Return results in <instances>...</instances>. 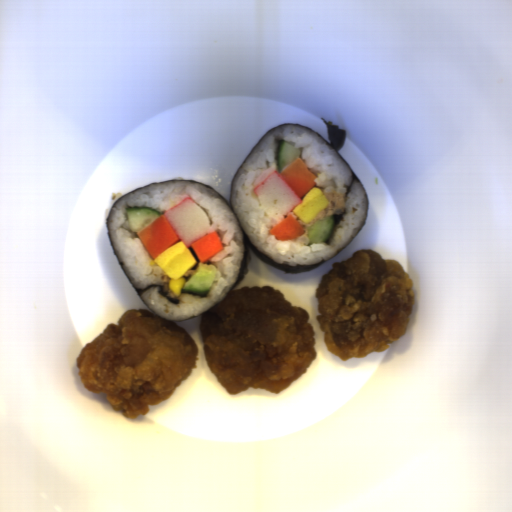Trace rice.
<instances>
[{"mask_svg": "<svg viewBox=\"0 0 512 512\" xmlns=\"http://www.w3.org/2000/svg\"><path fill=\"white\" fill-rule=\"evenodd\" d=\"M282 141L299 150L300 159L317 177L314 187L322 190L329 205L307 224L290 212L305 233L297 239L281 242L269 234L278 220L266 217L253 190L270 173H279L277 152ZM352 178L349 167L325 141L308 129L286 124L269 132L241 165L231 189V205L254 247L274 262L290 266L319 263L339 253L363 227L367 199L360 182L354 180L351 187ZM327 216L334 221L329 240L308 245L309 226Z\"/></svg>", "mask_w": 512, "mask_h": 512, "instance_id": "1", "label": "rice"}, {"mask_svg": "<svg viewBox=\"0 0 512 512\" xmlns=\"http://www.w3.org/2000/svg\"><path fill=\"white\" fill-rule=\"evenodd\" d=\"M188 197L206 211L211 221L207 233L216 232L224 246L221 253L206 262L215 266L216 270L209 293L201 297L187 293L174 296L168 289L170 278L154 262L138 232L131 230L125 212L126 208L147 207L164 215V212ZM108 229L118 259L134 286L140 290L151 284H160L168 297L179 301V304L171 303L155 287L145 290L141 295L142 300L159 316L183 321L218 303L235 286L244 252L241 228L221 196L205 186L189 181L165 182L130 193L112 207Z\"/></svg>", "mask_w": 512, "mask_h": 512, "instance_id": "2", "label": "rice"}]
</instances>
